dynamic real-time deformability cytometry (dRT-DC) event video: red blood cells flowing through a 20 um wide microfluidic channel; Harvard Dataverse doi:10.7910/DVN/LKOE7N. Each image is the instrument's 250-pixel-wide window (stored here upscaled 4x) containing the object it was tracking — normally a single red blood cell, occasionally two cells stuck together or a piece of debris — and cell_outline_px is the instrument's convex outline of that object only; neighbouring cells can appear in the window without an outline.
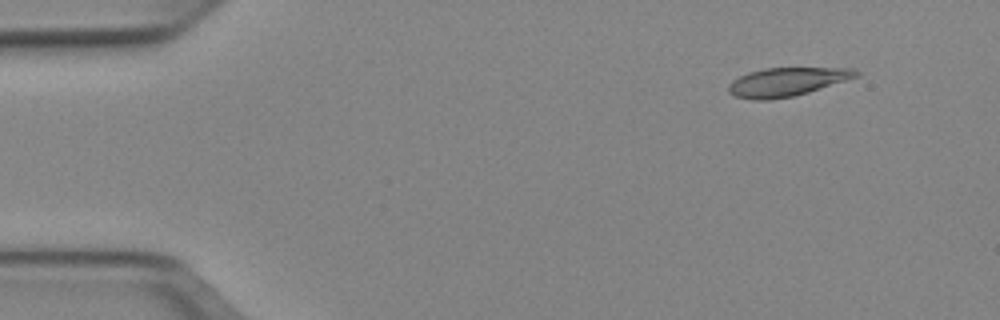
{"species": "Egyptian fruit bat (a non-hibernating species)", "species_latin": "Rousettus aegyptiacus", "temperature_condition": "cold", "stored_images_in_passage": 51, "camera_frame_rate_fps": 3000, "um_per_image_px": 0.085, "animal": {"sex": "female"}, "frame": {"image": 1, "passage_image": 5, "time_ms": 1.333, "image_size_px": [1000, 320], "cell_outline_px": [[860, 76], [808, 92], [792, 96], [768, 100], [752, 100], [732, 96], [728, 92], [728, 84], [732, 80], [748, 72], [764, 68], [856, 68], [860, 72]], "centroid_in_image_um": [66.86, 6.96], "position_along_channel_um": 18.1, "area_um2": 21.39}}
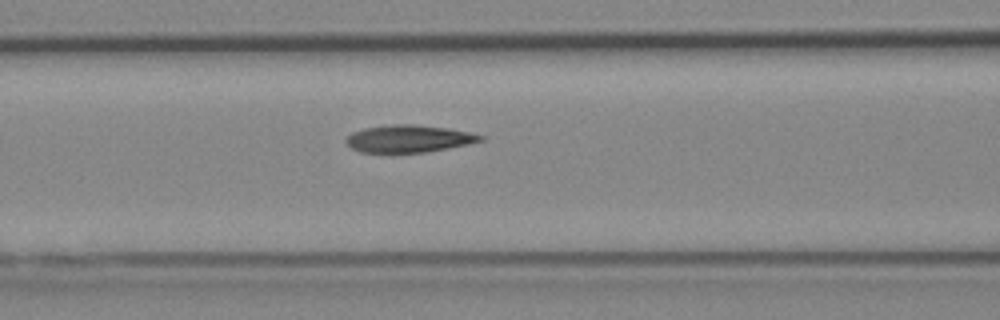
{"frame": {"image": 2, "passage_image": 21, "time_ms": 6.667, "image_size_px": [1000, 320], "cell_outline_px": [[484, 140], [468, 144], [428, 152], [360, 152], [352, 148], [344, 140], [352, 132], [364, 128], [396, 124], [416, 124], [448, 128], [468, 132], [484, 136]], "centroid_in_image_um": [34.75, 11.78], "position_along_channel_um": 131.8, "area_um2": 21.27}}
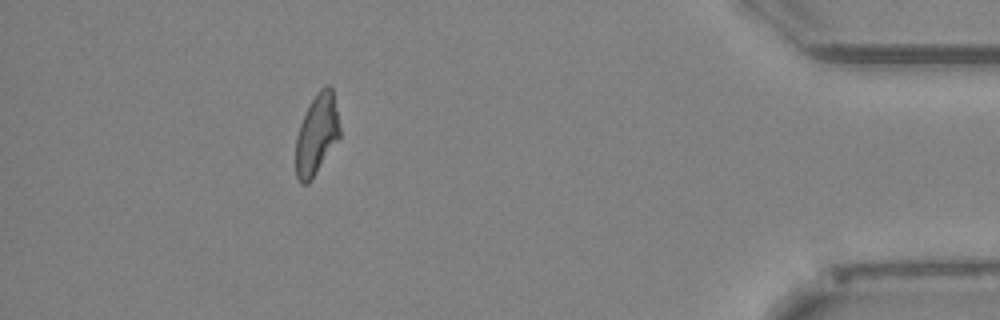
{"frame": {"image": 3, "passage_image": 46, "time_ms": 15.0, "image_size_px": [1000, 320], "cell_outline_px": [[340, 136], [308, 184], [300, 184], [296, 176], [296, 136], [300, 124], [316, 92], [320, 88], [328, 84], [332, 88], [340, 128]], "centroid_in_image_um": [26.91, 11.42], "position_along_channel_um": 408.3, "area_um2": 20.29}, "authors_computed_cell_mechanics": {"area_um2": 21.5016, "velocity_mm_per_s": 3.9473, "shape_relaxation_time_tau1_ms": 4.9441, "shape_relaxation_time_tau2_ms": 2.4391, "deformation_change_tau1": 0.1698, "deformation_change_tau2": 0.1019}}